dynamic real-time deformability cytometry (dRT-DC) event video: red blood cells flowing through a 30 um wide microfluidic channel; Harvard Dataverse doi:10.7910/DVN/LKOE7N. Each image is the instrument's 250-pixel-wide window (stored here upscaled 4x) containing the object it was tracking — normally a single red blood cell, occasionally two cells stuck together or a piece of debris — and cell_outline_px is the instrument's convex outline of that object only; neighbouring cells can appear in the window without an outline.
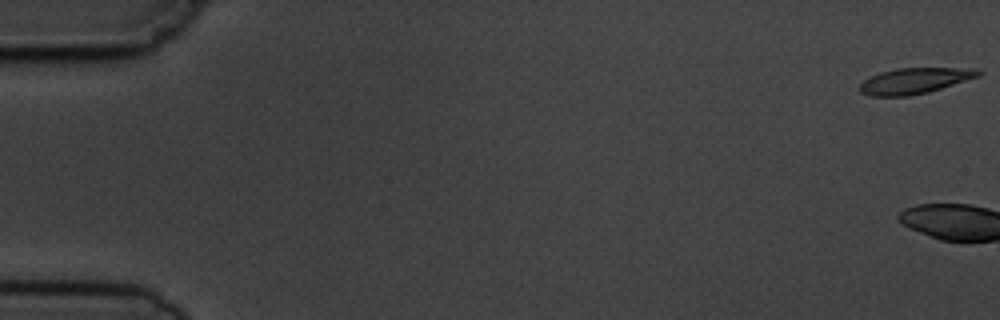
{"species": "common noctule bat (a hibernating species)", "species_latin": "Nyctalus noctula", "temperature_condition": "cold", "stored_images_in_passage": 6, "camera_frame_rate_fps": 3000, "um_per_image_px": 0.085, "animal": {"sex": "male", "body_mass_g": 19.5, "forearm_length_mm": 54.6}, "frame": {"image": 1, "passage_image": 1, "time_ms": 0.0, "image_size_px": [1000, 320], "cell_outline_px": [[984, 72], [980, 76], [928, 92], [908, 96], [868, 96], [860, 92], [860, 84], [864, 80], [880, 72], [896, 68], [980, 68]], "centroid_in_image_um": [77.78, 6.86], "position_along_channel_um": 7.2, "area_um2": 17.92}}